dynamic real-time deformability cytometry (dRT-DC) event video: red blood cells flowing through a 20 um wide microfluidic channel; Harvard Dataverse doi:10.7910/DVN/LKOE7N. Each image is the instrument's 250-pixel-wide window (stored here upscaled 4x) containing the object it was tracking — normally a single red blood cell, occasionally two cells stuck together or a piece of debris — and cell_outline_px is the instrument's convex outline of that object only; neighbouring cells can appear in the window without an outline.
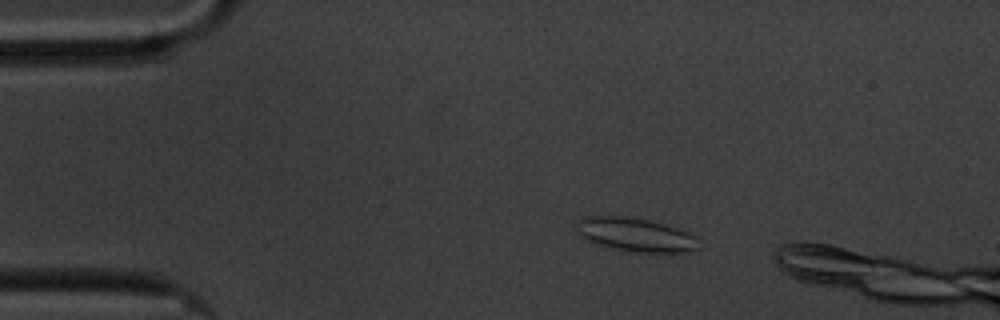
{"species": "common noctule bat (a hibernating species)", "species_latin": "Nyctalus noctula", "temperature_condition": "cold", "stored_images_in_passage": 48, "camera_frame_rate_fps": 3000, "um_per_image_px": 0.085, "animal": {"sex": "male", "body_mass_g": 20.1, "forearm_length_mm": 53.5}, "frame": {"image": 1, "passage_image": 7, "time_ms": 2.0, "image_size_px": [1000, 320], "cell_outline_px": [[700, 248], [692, 252], [628, 252], [592, 244], [584, 240], [576, 232], [580, 220], [584, 216], [628, 216], [648, 220], [680, 228], [696, 236]], "centroid_in_image_um": [54.02, 19.97], "position_along_channel_um": 31.0, "area_um2": 24.51}}
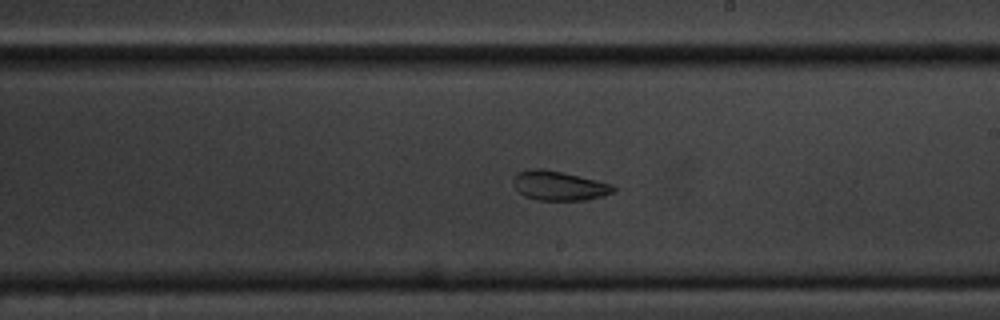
{"frame": {"image": 2, "passage_image": 30, "time_ms": 9.667, "image_size_px": [1000, 320], "cell_outline_px": [[616, 192], [604, 196], [584, 200], [536, 200], [524, 196], [516, 188], [512, 180], [516, 172], [532, 168], [544, 168], [596, 180], [612, 184], [616, 188]], "centroid_in_image_um": [47.51, 15.78], "position_along_channel_um": 241.5, "area_um2": 17.28}}
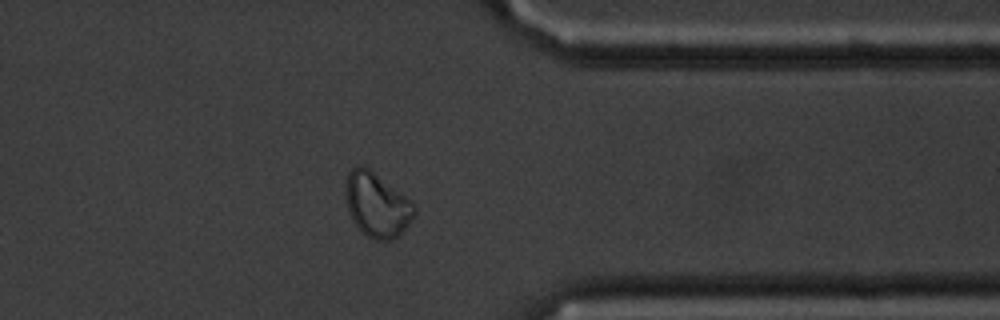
{"frame": {"image": 3, "passage_image": 43, "time_ms": 14.0, "image_size_px": [1000, 320], "cell_outline_px": [[416, 212], [408, 224], [392, 240], [376, 240], [368, 236], [352, 220], [348, 212], [344, 192], [348, 172], [356, 164], [360, 164], [368, 168], [404, 196], [416, 208]], "centroid_in_image_um": [31.98, 17.39], "position_along_channel_um": 379.4, "area_um2": 25.2}, "authors_computed_cell_mechanics": {"area_um2": 18.9006, "velocity_mm_per_s": 3.3644, "shape_relaxation_time_tau1_ms": null, "shape_relaxation_time_tau2_ms": 3.1695, "deformation_change_tau1": null, "deformation_change_tau2": 0.0958}}